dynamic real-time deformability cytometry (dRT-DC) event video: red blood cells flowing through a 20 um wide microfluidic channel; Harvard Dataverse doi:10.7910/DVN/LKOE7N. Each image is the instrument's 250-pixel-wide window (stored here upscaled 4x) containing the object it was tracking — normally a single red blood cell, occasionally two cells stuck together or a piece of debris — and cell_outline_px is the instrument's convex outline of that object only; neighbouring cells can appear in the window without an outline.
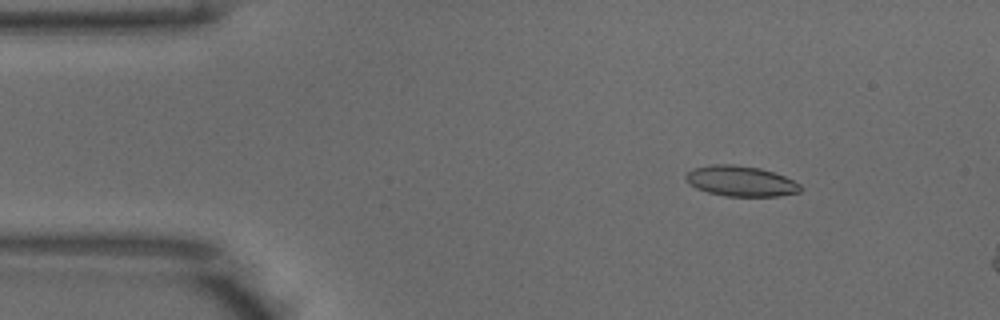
{"species": "common noctule bat (a hibernating species)", "species_latin": "Nyctalus noctula", "temperature_condition": "warm", "stored_images_in_passage": 12, "camera_frame_rate_fps": 3000, "um_per_image_px": 0.085, "animal": {"sex": "male", "body_mass_g": 18.8}, "frame": {"image": 1, "passage_image": 7, "time_ms": 2.0, "image_size_px": [1000, 320], "cell_outline_px": [[804, 188], [800, 192], [776, 196], [724, 196], [708, 192], [696, 188], [688, 184], [684, 176], [692, 168], [712, 164], [732, 164], [760, 168], [784, 176], [800, 184]], "centroid_in_image_um": [62.94, 15.39], "position_along_channel_um": 22.1, "area_um2": 20.4}}